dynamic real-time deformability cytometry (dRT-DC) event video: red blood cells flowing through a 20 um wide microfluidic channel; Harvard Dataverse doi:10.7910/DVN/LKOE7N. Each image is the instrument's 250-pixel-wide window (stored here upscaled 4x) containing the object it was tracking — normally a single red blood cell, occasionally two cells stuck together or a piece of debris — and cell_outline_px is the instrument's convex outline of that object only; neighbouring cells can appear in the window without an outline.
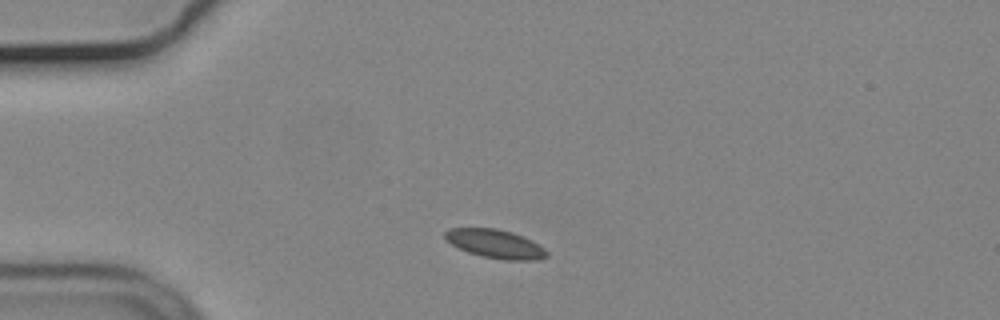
{"species": "common noctule bat (a hibernating species)", "species_latin": "Nyctalus noctula", "temperature_condition": "cold", "stored_images_in_passage": 36, "camera_frame_rate_fps": 3000, "um_per_image_px": 0.085, "animal": {"sex": "male", "body_mass_g": 19.2, "forearm_length_mm": 51.8}, "frame": {"image": 1, "passage_image": 6, "time_ms": 1.667, "image_size_px": [1000, 320], "cell_outline_px": [[548, 256], [536, 260], [504, 260], [480, 256], [456, 248], [444, 236], [444, 232], [448, 228], [496, 228], [512, 232], [532, 240], [544, 248], [548, 252]], "centroid_in_image_um": [42.09, 20.73], "position_along_channel_um": 42.9, "area_um2": 17.11}}
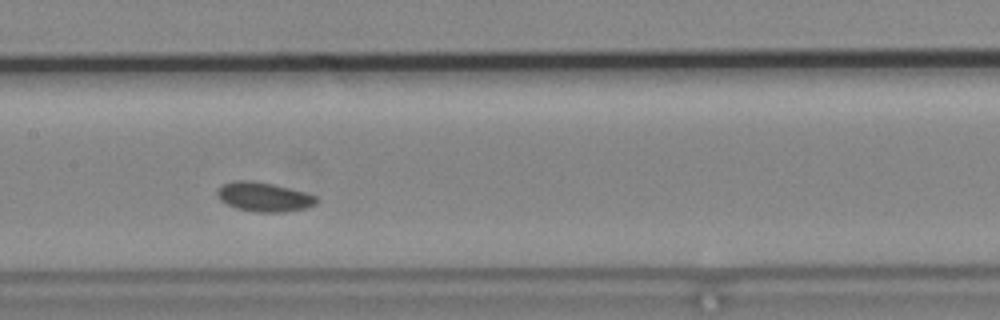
{"frame": {"image": 2, "passage_image": 20, "time_ms": 6.333, "image_size_px": [1000, 320], "cell_outline_px": [[320, 200], [316, 204], [304, 208], [288, 212], [256, 212], [236, 208], [220, 200], [216, 196], [216, 192], [224, 184], [236, 180], [252, 180], [272, 184], [304, 192], [316, 196]], "centroid_in_image_um": [22.44, 16.74], "position_along_channel_um": 185.0, "area_um2": 16.88}}
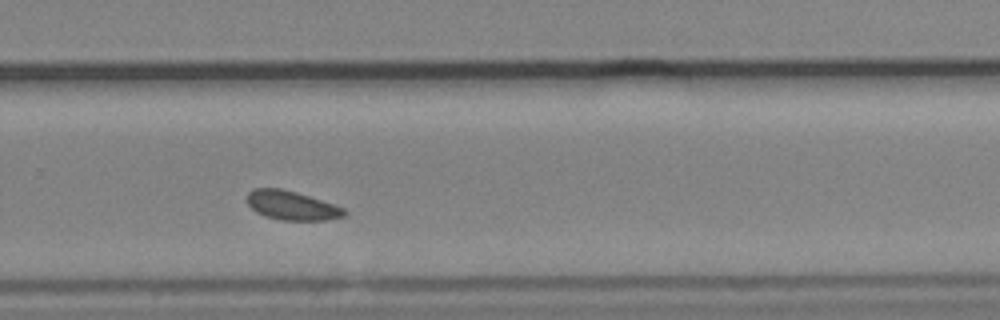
{"frame": {"image": 3, "passage_image": 30, "time_ms": 9.667, "image_size_px": [1000, 320], "cell_outline_px": [[348, 212], [344, 216], [324, 220], [280, 220], [264, 216], [256, 212], [248, 204], [248, 192], [252, 188], [280, 188], [296, 192], [344, 208]], "centroid_in_image_um": [24.77, 17.47], "position_along_channel_um": 305.0, "area_um2": 16.3}}